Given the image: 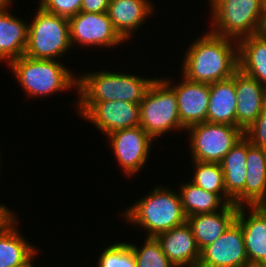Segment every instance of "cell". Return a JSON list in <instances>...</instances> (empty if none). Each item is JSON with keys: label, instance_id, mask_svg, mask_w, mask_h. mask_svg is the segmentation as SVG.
Returning a JSON list of instances; mask_svg holds the SVG:
<instances>
[{"label": "cell", "instance_id": "26", "mask_svg": "<svg viewBox=\"0 0 266 267\" xmlns=\"http://www.w3.org/2000/svg\"><path fill=\"white\" fill-rule=\"evenodd\" d=\"M193 164L195 173L192 183L207 192L217 194L226 204H233V200L225 191L224 175L220 163L193 160Z\"/></svg>", "mask_w": 266, "mask_h": 267}, {"label": "cell", "instance_id": "14", "mask_svg": "<svg viewBox=\"0 0 266 267\" xmlns=\"http://www.w3.org/2000/svg\"><path fill=\"white\" fill-rule=\"evenodd\" d=\"M236 126L246 130L266 105V87L259 81L243 73L235 72Z\"/></svg>", "mask_w": 266, "mask_h": 267}, {"label": "cell", "instance_id": "27", "mask_svg": "<svg viewBox=\"0 0 266 267\" xmlns=\"http://www.w3.org/2000/svg\"><path fill=\"white\" fill-rule=\"evenodd\" d=\"M133 250L137 267H175L162 251L156 237H147L140 249L129 244Z\"/></svg>", "mask_w": 266, "mask_h": 267}, {"label": "cell", "instance_id": "3", "mask_svg": "<svg viewBox=\"0 0 266 267\" xmlns=\"http://www.w3.org/2000/svg\"><path fill=\"white\" fill-rule=\"evenodd\" d=\"M122 215L126 221L148 230L147 237H156L187 222L180 194L161 186L140 198Z\"/></svg>", "mask_w": 266, "mask_h": 267}, {"label": "cell", "instance_id": "16", "mask_svg": "<svg viewBox=\"0 0 266 267\" xmlns=\"http://www.w3.org/2000/svg\"><path fill=\"white\" fill-rule=\"evenodd\" d=\"M162 251L175 267H186L200 260L201 251L186 222L156 236Z\"/></svg>", "mask_w": 266, "mask_h": 267}, {"label": "cell", "instance_id": "13", "mask_svg": "<svg viewBox=\"0 0 266 267\" xmlns=\"http://www.w3.org/2000/svg\"><path fill=\"white\" fill-rule=\"evenodd\" d=\"M181 83L177 86L165 78L168 85H172L177 97L178 115L182 126H190L206 122L209 105V84L194 82L182 76ZM174 87V88H173Z\"/></svg>", "mask_w": 266, "mask_h": 267}, {"label": "cell", "instance_id": "7", "mask_svg": "<svg viewBox=\"0 0 266 267\" xmlns=\"http://www.w3.org/2000/svg\"><path fill=\"white\" fill-rule=\"evenodd\" d=\"M140 126L154 139L169 130L186 129L178 115L177 97L164 79H155L140 103Z\"/></svg>", "mask_w": 266, "mask_h": 267}, {"label": "cell", "instance_id": "32", "mask_svg": "<svg viewBox=\"0 0 266 267\" xmlns=\"http://www.w3.org/2000/svg\"><path fill=\"white\" fill-rule=\"evenodd\" d=\"M13 211L5 207V205H0V233L8 227L15 219Z\"/></svg>", "mask_w": 266, "mask_h": 267}, {"label": "cell", "instance_id": "34", "mask_svg": "<svg viewBox=\"0 0 266 267\" xmlns=\"http://www.w3.org/2000/svg\"><path fill=\"white\" fill-rule=\"evenodd\" d=\"M186 267H209V266H207V265L201 263L200 261H198V262L192 263V264H190V265H188Z\"/></svg>", "mask_w": 266, "mask_h": 267}, {"label": "cell", "instance_id": "38", "mask_svg": "<svg viewBox=\"0 0 266 267\" xmlns=\"http://www.w3.org/2000/svg\"><path fill=\"white\" fill-rule=\"evenodd\" d=\"M263 33L266 35V23L264 24Z\"/></svg>", "mask_w": 266, "mask_h": 267}, {"label": "cell", "instance_id": "24", "mask_svg": "<svg viewBox=\"0 0 266 267\" xmlns=\"http://www.w3.org/2000/svg\"><path fill=\"white\" fill-rule=\"evenodd\" d=\"M14 220L0 233V267H20L35 254L36 249L15 228Z\"/></svg>", "mask_w": 266, "mask_h": 267}, {"label": "cell", "instance_id": "6", "mask_svg": "<svg viewBox=\"0 0 266 267\" xmlns=\"http://www.w3.org/2000/svg\"><path fill=\"white\" fill-rule=\"evenodd\" d=\"M28 23V41L24 55L36 59L55 60L71 48L69 20L38 7Z\"/></svg>", "mask_w": 266, "mask_h": 267}, {"label": "cell", "instance_id": "2", "mask_svg": "<svg viewBox=\"0 0 266 267\" xmlns=\"http://www.w3.org/2000/svg\"><path fill=\"white\" fill-rule=\"evenodd\" d=\"M156 78L100 71L78 77V112L81 114L93 101H126L139 104Z\"/></svg>", "mask_w": 266, "mask_h": 267}, {"label": "cell", "instance_id": "19", "mask_svg": "<svg viewBox=\"0 0 266 267\" xmlns=\"http://www.w3.org/2000/svg\"><path fill=\"white\" fill-rule=\"evenodd\" d=\"M149 0H109L107 13L114 30L126 41L134 30L152 14L153 6ZM151 4V5H150Z\"/></svg>", "mask_w": 266, "mask_h": 267}, {"label": "cell", "instance_id": "28", "mask_svg": "<svg viewBox=\"0 0 266 267\" xmlns=\"http://www.w3.org/2000/svg\"><path fill=\"white\" fill-rule=\"evenodd\" d=\"M98 267H137L129 243H115L101 253Z\"/></svg>", "mask_w": 266, "mask_h": 267}, {"label": "cell", "instance_id": "18", "mask_svg": "<svg viewBox=\"0 0 266 267\" xmlns=\"http://www.w3.org/2000/svg\"><path fill=\"white\" fill-rule=\"evenodd\" d=\"M247 138L243 136L220 162L226 194L236 206H244Z\"/></svg>", "mask_w": 266, "mask_h": 267}, {"label": "cell", "instance_id": "1", "mask_svg": "<svg viewBox=\"0 0 266 267\" xmlns=\"http://www.w3.org/2000/svg\"><path fill=\"white\" fill-rule=\"evenodd\" d=\"M237 43L233 39L206 32L189 47L184 56L182 75L190 81L206 84L232 77L239 69Z\"/></svg>", "mask_w": 266, "mask_h": 267}, {"label": "cell", "instance_id": "11", "mask_svg": "<svg viewBox=\"0 0 266 267\" xmlns=\"http://www.w3.org/2000/svg\"><path fill=\"white\" fill-rule=\"evenodd\" d=\"M80 115L105 135L140 125V105L126 101H93Z\"/></svg>", "mask_w": 266, "mask_h": 267}, {"label": "cell", "instance_id": "30", "mask_svg": "<svg viewBox=\"0 0 266 267\" xmlns=\"http://www.w3.org/2000/svg\"><path fill=\"white\" fill-rule=\"evenodd\" d=\"M244 136L252 145L266 150V105L255 121L244 130Z\"/></svg>", "mask_w": 266, "mask_h": 267}, {"label": "cell", "instance_id": "12", "mask_svg": "<svg viewBox=\"0 0 266 267\" xmlns=\"http://www.w3.org/2000/svg\"><path fill=\"white\" fill-rule=\"evenodd\" d=\"M201 263L209 267H245L249 264L244 235L235 220L213 243L201 250Z\"/></svg>", "mask_w": 266, "mask_h": 267}, {"label": "cell", "instance_id": "8", "mask_svg": "<svg viewBox=\"0 0 266 267\" xmlns=\"http://www.w3.org/2000/svg\"><path fill=\"white\" fill-rule=\"evenodd\" d=\"M192 159L220 163L223 157L244 136V131L229 124L202 122L190 126Z\"/></svg>", "mask_w": 266, "mask_h": 267}, {"label": "cell", "instance_id": "36", "mask_svg": "<svg viewBox=\"0 0 266 267\" xmlns=\"http://www.w3.org/2000/svg\"><path fill=\"white\" fill-rule=\"evenodd\" d=\"M245 267H266V265H258V264H248Z\"/></svg>", "mask_w": 266, "mask_h": 267}, {"label": "cell", "instance_id": "21", "mask_svg": "<svg viewBox=\"0 0 266 267\" xmlns=\"http://www.w3.org/2000/svg\"><path fill=\"white\" fill-rule=\"evenodd\" d=\"M235 73L232 77L209 84L206 122L236 126Z\"/></svg>", "mask_w": 266, "mask_h": 267}, {"label": "cell", "instance_id": "17", "mask_svg": "<svg viewBox=\"0 0 266 267\" xmlns=\"http://www.w3.org/2000/svg\"><path fill=\"white\" fill-rule=\"evenodd\" d=\"M238 206L226 204L219 212L187 217L200 251L216 241L236 220Z\"/></svg>", "mask_w": 266, "mask_h": 267}, {"label": "cell", "instance_id": "15", "mask_svg": "<svg viewBox=\"0 0 266 267\" xmlns=\"http://www.w3.org/2000/svg\"><path fill=\"white\" fill-rule=\"evenodd\" d=\"M238 206L236 221L240 224L249 264L266 265V206Z\"/></svg>", "mask_w": 266, "mask_h": 267}, {"label": "cell", "instance_id": "9", "mask_svg": "<svg viewBox=\"0 0 266 267\" xmlns=\"http://www.w3.org/2000/svg\"><path fill=\"white\" fill-rule=\"evenodd\" d=\"M114 155L127 176L138 173L148 159L152 137L140 126L114 131L108 135Z\"/></svg>", "mask_w": 266, "mask_h": 267}, {"label": "cell", "instance_id": "5", "mask_svg": "<svg viewBox=\"0 0 266 267\" xmlns=\"http://www.w3.org/2000/svg\"><path fill=\"white\" fill-rule=\"evenodd\" d=\"M10 65L20 85L28 96L44 97L61 90L77 87L78 78L57 60L36 59L25 55Z\"/></svg>", "mask_w": 266, "mask_h": 267}, {"label": "cell", "instance_id": "4", "mask_svg": "<svg viewBox=\"0 0 266 267\" xmlns=\"http://www.w3.org/2000/svg\"><path fill=\"white\" fill-rule=\"evenodd\" d=\"M210 3L214 18L211 33L239 41L263 32L264 0H210Z\"/></svg>", "mask_w": 266, "mask_h": 267}, {"label": "cell", "instance_id": "35", "mask_svg": "<svg viewBox=\"0 0 266 267\" xmlns=\"http://www.w3.org/2000/svg\"><path fill=\"white\" fill-rule=\"evenodd\" d=\"M35 257V255L24 265L20 266V267H34L33 264L31 263L33 260V258Z\"/></svg>", "mask_w": 266, "mask_h": 267}, {"label": "cell", "instance_id": "25", "mask_svg": "<svg viewBox=\"0 0 266 267\" xmlns=\"http://www.w3.org/2000/svg\"><path fill=\"white\" fill-rule=\"evenodd\" d=\"M181 203L185 215H198L217 212L226 203L215 193L207 192L192 182L185 183L180 188Z\"/></svg>", "mask_w": 266, "mask_h": 267}, {"label": "cell", "instance_id": "23", "mask_svg": "<svg viewBox=\"0 0 266 267\" xmlns=\"http://www.w3.org/2000/svg\"><path fill=\"white\" fill-rule=\"evenodd\" d=\"M239 69L266 87V35L262 32L238 41Z\"/></svg>", "mask_w": 266, "mask_h": 267}, {"label": "cell", "instance_id": "33", "mask_svg": "<svg viewBox=\"0 0 266 267\" xmlns=\"http://www.w3.org/2000/svg\"><path fill=\"white\" fill-rule=\"evenodd\" d=\"M9 5H11V0H0V12L8 9Z\"/></svg>", "mask_w": 266, "mask_h": 267}, {"label": "cell", "instance_id": "31", "mask_svg": "<svg viewBox=\"0 0 266 267\" xmlns=\"http://www.w3.org/2000/svg\"><path fill=\"white\" fill-rule=\"evenodd\" d=\"M109 0H82V12L88 13H106L108 10Z\"/></svg>", "mask_w": 266, "mask_h": 267}, {"label": "cell", "instance_id": "22", "mask_svg": "<svg viewBox=\"0 0 266 267\" xmlns=\"http://www.w3.org/2000/svg\"><path fill=\"white\" fill-rule=\"evenodd\" d=\"M8 11L0 12V60H13L24 55L28 41V24Z\"/></svg>", "mask_w": 266, "mask_h": 267}, {"label": "cell", "instance_id": "29", "mask_svg": "<svg viewBox=\"0 0 266 267\" xmlns=\"http://www.w3.org/2000/svg\"><path fill=\"white\" fill-rule=\"evenodd\" d=\"M39 6L45 11L70 18L80 12L82 0H40Z\"/></svg>", "mask_w": 266, "mask_h": 267}, {"label": "cell", "instance_id": "10", "mask_svg": "<svg viewBox=\"0 0 266 267\" xmlns=\"http://www.w3.org/2000/svg\"><path fill=\"white\" fill-rule=\"evenodd\" d=\"M70 43L85 46L115 47L125 41L114 30L108 13L80 11L69 19ZM77 42V43H76Z\"/></svg>", "mask_w": 266, "mask_h": 267}, {"label": "cell", "instance_id": "37", "mask_svg": "<svg viewBox=\"0 0 266 267\" xmlns=\"http://www.w3.org/2000/svg\"><path fill=\"white\" fill-rule=\"evenodd\" d=\"M266 23V0H264V24Z\"/></svg>", "mask_w": 266, "mask_h": 267}, {"label": "cell", "instance_id": "20", "mask_svg": "<svg viewBox=\"0 0 266 267\" xmlns=\"http://www.w3.org/2000/svg\"><path fill=\"white\" fill-rule=\"evenodd\" d=\"M244 205L266 206V150L247 139Z\"/></svg>", "mask_w": 266, "mask_h": 267}]
</instances>
